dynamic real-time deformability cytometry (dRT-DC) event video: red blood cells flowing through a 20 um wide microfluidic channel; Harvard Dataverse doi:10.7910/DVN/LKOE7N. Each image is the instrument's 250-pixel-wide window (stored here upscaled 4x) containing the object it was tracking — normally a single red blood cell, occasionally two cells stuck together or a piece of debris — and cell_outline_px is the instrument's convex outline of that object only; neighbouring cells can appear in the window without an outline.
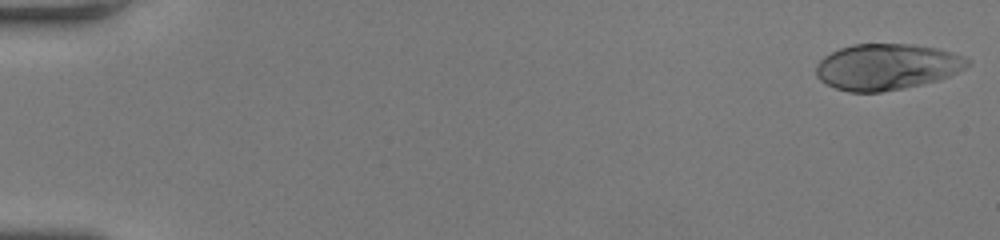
{"species": "human", "species_latin": "Homo sapiens", "temperature_condition": "room temperature", "stored_images_in_passage": 59, "camera_frame_rate_fps": 3000, "um_per_image_px": 0.085, "donor": {"sex": "female"}, "frame": {"image": 1, "passage_image": 1, "time_ms": 0.0, "image_size_px": [1000, 240], "cell_outline_px": [[972, 60], [964, 68], [940, 80], [904, 88], [880, 92], [848, 92], [836, 88], [820, 80], [816, 76], [816, 64], [824, 56], [840, 48], [852, 44], [912, 44], [936, 48], [964, 56]], "centroid_in_image_um": [75.37, 5.68], "position_along_channel_um": 9.6, "area_um2": 40.63}}
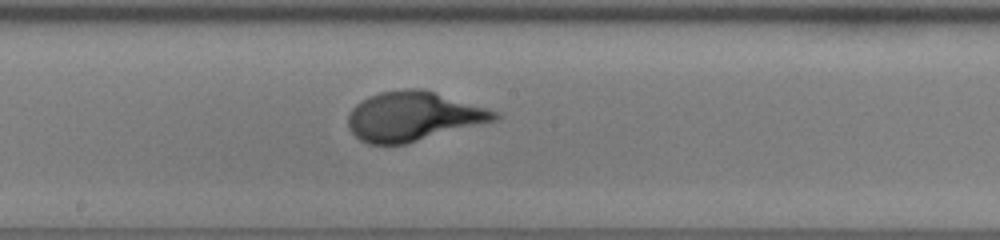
{"frame": {"image": 2, "passage_image": 33, "time_ms": 10.667, "image_size_px": [1000, 240], "cell_outline_px": [[504, 116], [500, 120], [404, 144], [368, 144], [360, 140], [348, 128], [348, 116], [352, 108], [360, 100], [368, 96], [380, 92], [408, 88], [420, 88], [500, 112]], "centroid_in_image_um": [35.15, 9.89], "position_along_channel_um": 213.0, "area_um2": 42.25}}
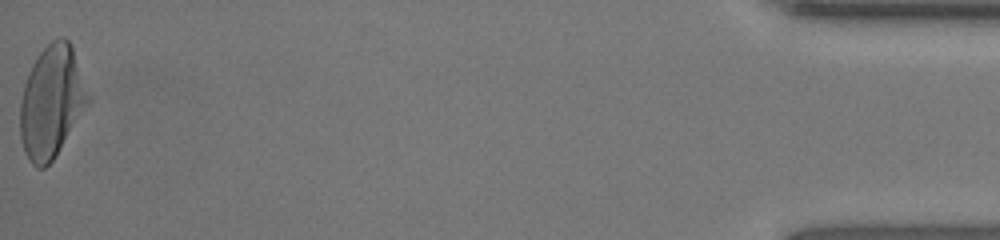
{"frame": {"image": 3, "passage_image": 59, "time_ms": 19.333, "image_size_px": [1000, 240], "cell_outline_px": [[92, 100], [56, 156], [44, 168], [36, 168], [32, 164], [24, 152], [20, 136], [20, 100], [24, 84], [28, 72], [32, 64], [40, 52], [52, 40], [60, 36], [64, 36], [72, 44], [92, 96]], "centroid_in_image_um": [4.42, 8.63], "position_along_channel_um": 430.8, "area_um2": 45.26}, "authors_computed_cell_mechanics": {"area_um2": 40.6334, "velocity_mm_per_s": 3.544, "shape_relaxation_time_tau1_ms": 3.4755, "shape_relaxation_time_tau2_ms": null, "deformation_change_tau1": 0.214, "deformation_change_tau2": null}}